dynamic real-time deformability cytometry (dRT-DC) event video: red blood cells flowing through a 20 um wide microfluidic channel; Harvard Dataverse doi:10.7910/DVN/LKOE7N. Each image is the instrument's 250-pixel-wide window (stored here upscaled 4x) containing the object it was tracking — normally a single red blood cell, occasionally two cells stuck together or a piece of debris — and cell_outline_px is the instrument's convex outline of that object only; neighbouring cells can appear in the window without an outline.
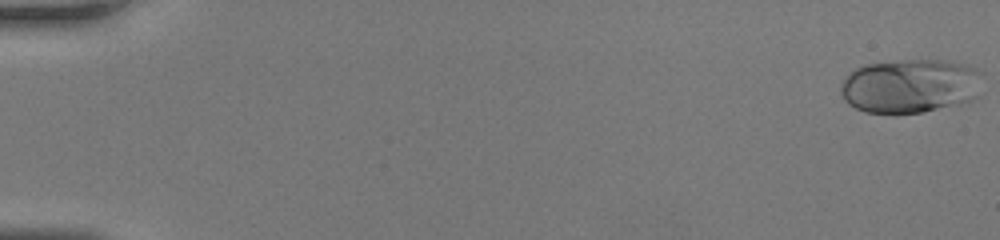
{"species": "human", "species_latin": "Homo sapiens", "temperature_condition": "room temperature", "stored_images_in_passage": 46, "camera_frame_rate_fps": 3000, "um_per_image_px": 0.085, "donor": {"sex": "female"}, "frame": {"image": 1, "passage_image": 1, "time_ms": 0.0, "image_size_px": [1000, 240], "cell_outline_px": [[984, 72], [976, 96], [968, 100], [920, 112], [864, 112], [848, 104], [844, 100], [840, 92], [840, 84], [848, 72], [864, 64], [896, 60], [944, 60], [968, 64]], "centroid_in_image_um": [77.33, 7.26], "position_along_channel_um": 7.7, "area_um2": 44.68}}
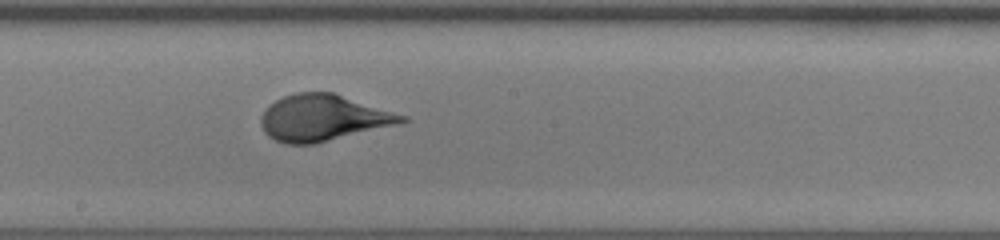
{"frame": {"image": 2, "passage_image": 27, "time_ms": 8.667, "image_size_px": [1000, 240], "cell_outline_px": [[408, 120], [400, 124], [316, 144], [284, 144], [268, 136], [264, 132], [260, 124], [260, 116], [276, 100], [284, 96], [296, 92], [332, 92], [408, 116]], "centroid_in_image_um": [27.48, 10.03], "position_along_channel_um": 220.7, "area_um2": 38.09}}
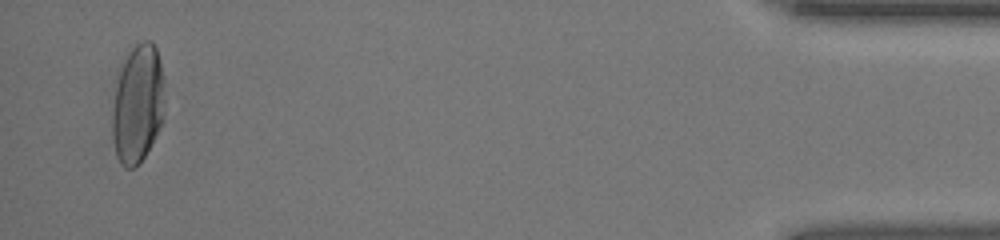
{"frame": {"image": 3, "passage_image": 45, "time_ms": 14.667, "image_size_px": [1000, 240], "cell_outline_px": [[164, 112], [160, 124], [144, 156], [136, 168], [124, 168], [120, 164], [116, 156], [112, 140], [112, 108], [116, 88], [120, 72], [128, 52], [136, 44], [144, 40], [152, 40], [156, 48], [160, 60]], "centroid_in_image_um": [11.67, 8.86], "position_along_channel_um": 423.5, "area_um2": 35.66}}